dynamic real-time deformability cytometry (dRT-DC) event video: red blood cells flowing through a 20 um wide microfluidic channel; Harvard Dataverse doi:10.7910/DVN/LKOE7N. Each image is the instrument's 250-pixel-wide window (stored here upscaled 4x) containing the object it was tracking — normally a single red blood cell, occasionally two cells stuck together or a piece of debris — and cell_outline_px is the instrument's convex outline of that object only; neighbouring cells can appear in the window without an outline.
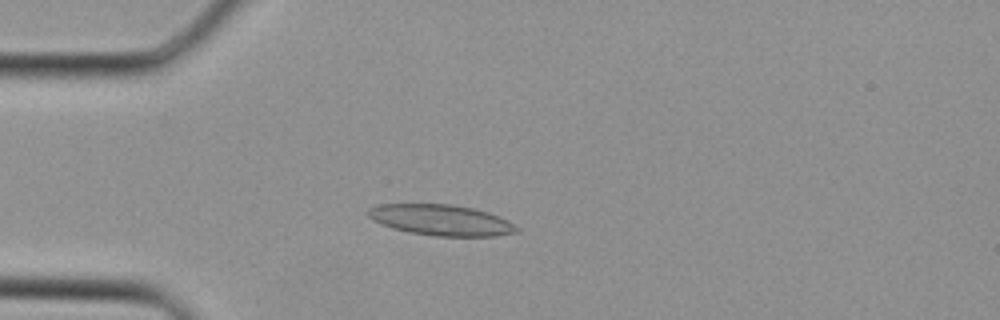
{"species": "Egyptian fruit bat (a non-hibernating species)", "species_latin": "Rousettus aegyptiacus", "temperature_condition": "cold", "stored_images_in_passage": 34, "camera_frame_rate_fps": 3000, "um_per_image_px": 0.085, "animal": {"sex": "female"}, "frame": {"image": 1, "passage_image": 8, "time_ms": 2.333, "image_size_px": [1000, 320], "cell_outline_px": [[520, 232], [496, 236], [436, 236], [408, 232], [392, 228], [380, 224], [372, 220], [368, 216], [368, 208], [380, 204], [452, 204], [472, 208], [488, 212], [508, 220], [520, 228]], "centroid_in_image_um": [37.51, 18.71], "position_along_channel_um": 47.5, "area_um2": 26.88}}
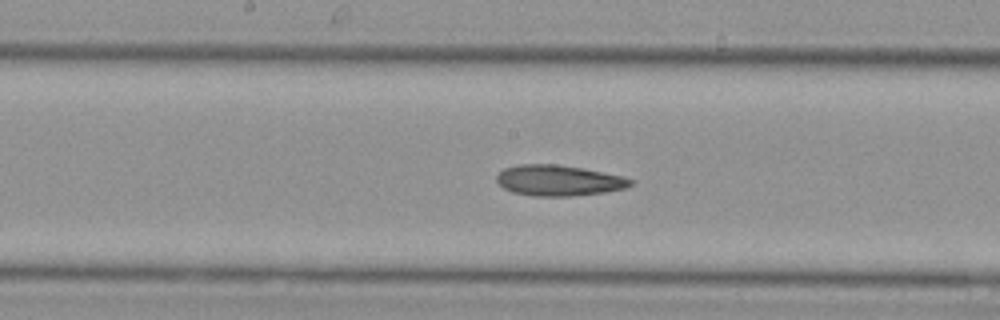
{"frame": {"image": 2, "passage_image": 17, "time_ms": 5.333, "image_size_px": [1000, 320], "cell_outline_px": [[632, 184], [628, 188], [604, 192], [572, 196], [532, 196], [512, 192], [504, 188], [496, 180], [496, 176], [504, 168], [520, 164], [556, 164], [584, 168], [620, 176], [632, 180]], "centroid_in_image_um": [47.47, 15.34], "position_along_channel_um": 200.7, "area_um2": 23.93}}
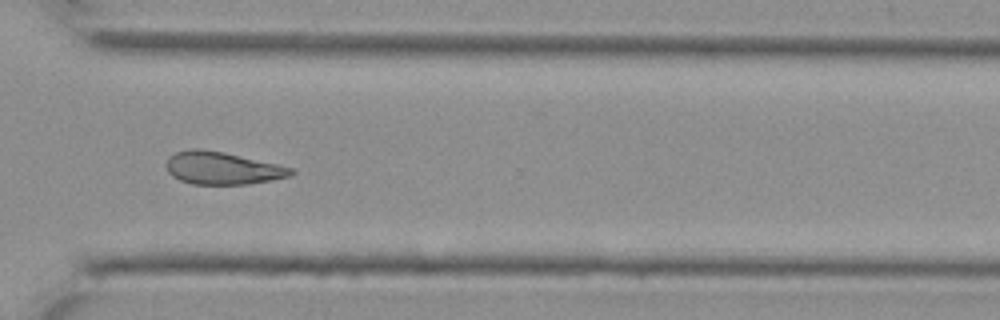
{"frame": {"image": 3, "passage_image": 25, "time_ms": 8.0, "image_size_px": [1000, 320], "cell_outline_px": [[296, 172], [288, 176], [248, 184], [192, 184], [180, 180], [172, 176], [168, 172], [168, 156], [176, 152], [192, 148], [200, 148], [224, 152], [276, 164], [292, 168]], "centroid_in_image_um": [18.86, 14.28], "position_along_channel_um": 351.7, "area_um2": 23.35}}